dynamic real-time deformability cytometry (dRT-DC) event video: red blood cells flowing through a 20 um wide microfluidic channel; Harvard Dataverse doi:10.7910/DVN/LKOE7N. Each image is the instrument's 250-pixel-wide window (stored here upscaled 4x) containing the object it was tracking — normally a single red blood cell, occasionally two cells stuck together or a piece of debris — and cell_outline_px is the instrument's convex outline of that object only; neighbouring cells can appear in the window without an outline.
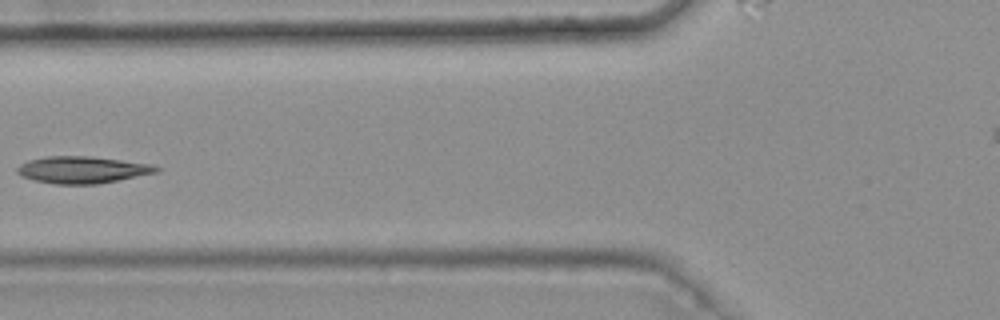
{"species": "common noctule bat (a hibernating species)", "species_latin": "Nyctalus noctula", "temperature_condition": "warm", "stored_images_in_passage": 6, "camera_frame_rate_fps": 3000, "um_per_image_px": 0.085, "animal": {"sex": "female", "body_mass_g": 25.1}, "frame": {"image": 1, "passage_image": 5, "time_ms": 1.333, "image_size_px": [1000, 320], "cell_outline_px": [[160, 168], [156, 172], [96, 184], [56, 184], [32, 180], [20, 176], [16, 172], [16, 168], [20, 164], [28, 160], [44, 156], [88, 156], [152, 164]], "centroid_in_image_um": [6.9, 14.43], "position_along_channel_um": 118.9, "area_um2": 21.68}}
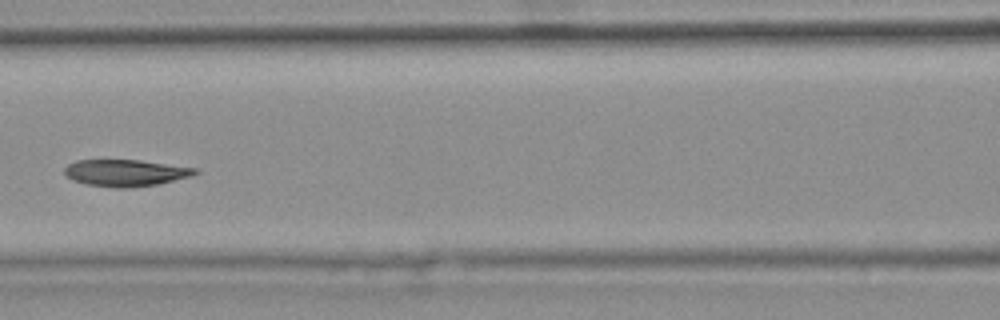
{"frame": {"image": 2, "passage_image": 6, "time_ms": 1.667, "image_size_px": [1000, 320], "cell_outline_px": [[200, 172], [192, 176], [156, 184], [128, 188], [116, 188], [84, 184], [72, 180], [64, 176], [64, 168], [68, 164], [76, 160], [140, 160], [200, 168]], "centroid_in_image_um": [10.67, 14.69], "position_along_channel_um": 155.9, "area_um2": 20.63}}